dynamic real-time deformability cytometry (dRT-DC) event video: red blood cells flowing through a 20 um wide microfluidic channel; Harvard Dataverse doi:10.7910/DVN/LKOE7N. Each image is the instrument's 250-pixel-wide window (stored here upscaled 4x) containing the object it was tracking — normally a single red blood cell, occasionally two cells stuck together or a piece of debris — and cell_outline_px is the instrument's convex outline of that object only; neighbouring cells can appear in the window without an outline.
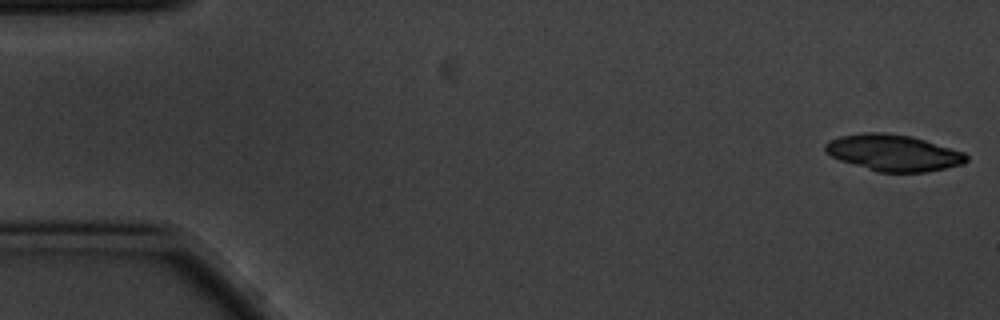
{"species": "common noctule bat (a hibernating species)", "species_latin": "Nyctalus noctula", "temperature_condition": "cold", "stored_images_in_passage": 5, "camera_frame_rate_fps": 3000, "um_per_image_px": 0.085, "animal": {"sex": "male", "body_mass_g": 20.1, "forearm_length_mm": 53.5}, "frame": {"image": 1, "passage_image": 1, "time_ms": 0.0, "image_size_px": [1000, 320], "cell_outline_px": [[968, 160], [964, 164], [928, 172], [880, 172], [840, 160], [824, 152], [824, 144], [828, 140], [840, 136], [868, 132], [880, 132], [912, 136], [964, 152], [968, 156]], "centroid_in_image_um": [75.94, 12.98], "position_along_channel_um": 9.1, "area_um2": 29.88}}